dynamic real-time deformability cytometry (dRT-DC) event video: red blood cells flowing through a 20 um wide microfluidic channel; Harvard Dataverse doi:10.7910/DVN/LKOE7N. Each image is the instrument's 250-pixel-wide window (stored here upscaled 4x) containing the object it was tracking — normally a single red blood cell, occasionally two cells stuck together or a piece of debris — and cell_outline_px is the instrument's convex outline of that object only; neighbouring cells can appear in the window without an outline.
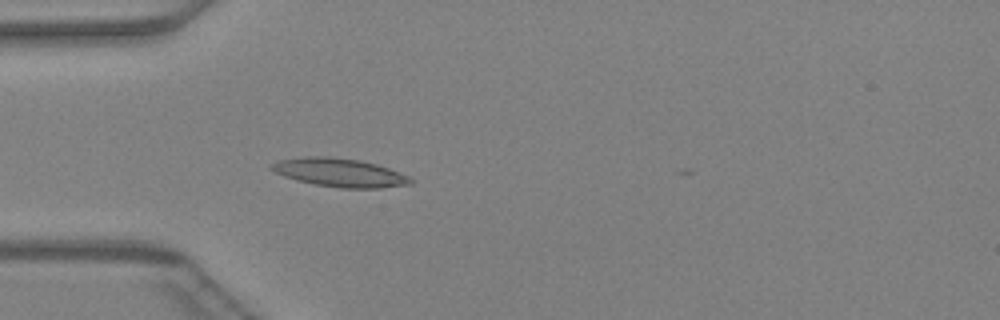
{"species": "Egyptian fruit bat (a non-hibernating species)", "species_latin": "Rousettus aegyptiacus", "temperature_condition": "warm", "stored_images_in_passage": 43, "camera_frame_rate_fps": 3000, "um_per_image_px": 0.085, "animal": {"sex": "female"}, "frame": {"image": 1, "passage_image": 13, "time_ms": 4.0, "image_size_px": [1000, 320], "cell_outline_px": [[412, 184], [380, 188], [340, 188], [316, 184], [296, 180], [284, 176], [268, 168], [268, 164], [280, 160], [308, 156], [328, 156], [360, 160], [376, 164], [388, 168], [408, 176], [412, 180]], "centroid_in_image_um": [28.84, 14.66], "position_along_channel_um": 56.2, "area_um2": 23.0}}
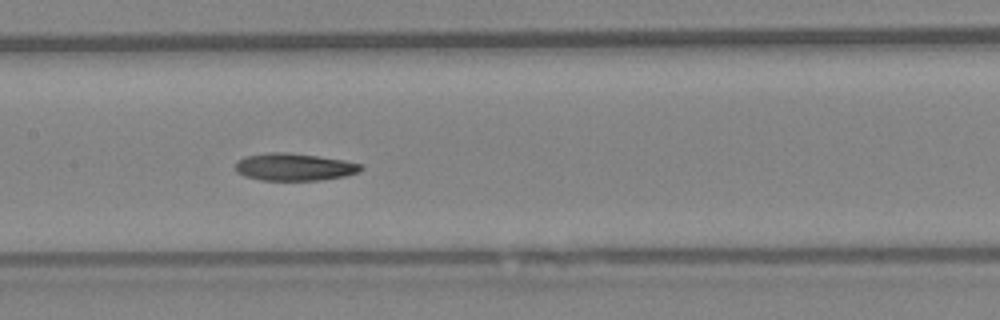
{"frame": {"image": 2, "passage_image": 22, "time_ms": 7.0, "image_size_px": [1000, 320], "cell_outline_px": [[364, 168], [360, 172], [344, 176], [320, 180], [260, 180], [244, 176], [236, 172], [236, 164], [244, 156], [272, 152], [284, 152], [316, 156], [344, 160], [364, 164]], "centroid_in_image_um": [25.04, 14.2], "position_along_channel_um": 182.4, "area_um2": 20.0}}
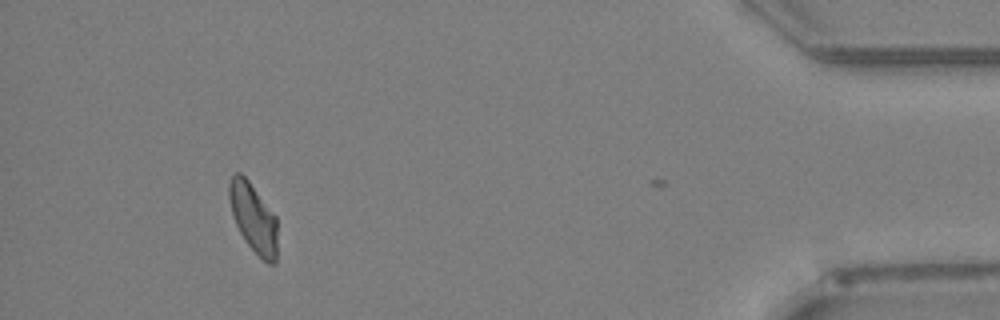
{"frame": {"image": 3, "passage_image": 42, "time_ms": 13.667, "image_size_px": [1000, 320], "cell_outline_px": [[276, 264], [268, 264], [244, 240], [236, 224], [232, 212], [228, 196], [228, 184], [232, 176], [236, 172], [240, 172], [248, 180], [276, 216]], "centroid_in_image_um": [21.52, 18.5], "position_along_channel_um": 413.7, "area_um2": 19.13}}